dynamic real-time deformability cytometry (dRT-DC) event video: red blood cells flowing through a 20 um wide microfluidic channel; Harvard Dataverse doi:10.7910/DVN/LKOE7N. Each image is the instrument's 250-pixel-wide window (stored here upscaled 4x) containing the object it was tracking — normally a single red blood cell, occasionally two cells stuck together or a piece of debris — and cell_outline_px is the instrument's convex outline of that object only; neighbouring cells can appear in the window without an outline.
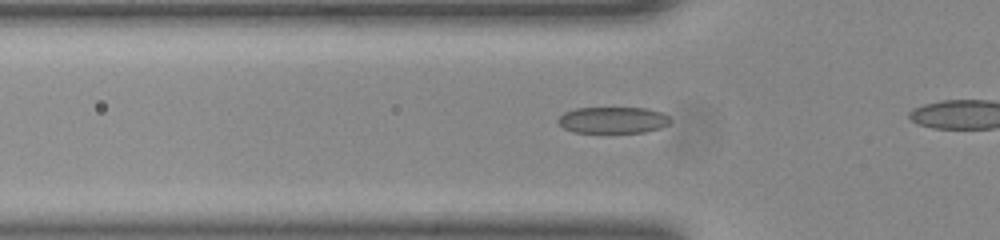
{"species": "common noctule bat (a hibernating species)", "species_latin": "Nyctalus noctula", "temperature_condition": "room temperature", "stored_images_in_passage": 7, "camera_frame_rate_fps": 3000, "um_per_image_px": 0.085, "animal": {"sex": "female", "body_mass_g": 23.0, "forearm_length_mm": 53.4}, "frame": {"image": 1, "passage_image": 2, "time_ms": 0.333, "image_size_px": [1000, 240], "cell_outline_px": [[668, 124], [660, 128], [644, 132], [576, 132], [564, 128], [556, 120], [564, 112], [576, 108], [648, 108], [660, 112], [668, 116]], "centroid_in_image_um": [52.07, 10.2], "position_along_channel_um": 73.7, "area_um2": 17.05}}
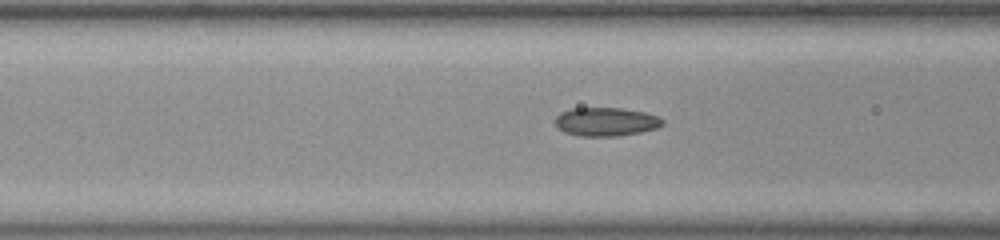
{"frame": {"image": 2, "passage_image": 5, "time_ms": 1.333, "image_size_px": [1000, 240], "cell_outline_px": [[664, 124], [656, 128], [640, 132], [616, 136], [580, 136], [564, 132], [556, 124], [556, 116], [560, 112], [572, 108], [624, 108], [644, 112], [660, 116], [664, 120]], "centroid_in_image_um": [51.53, 10.34], "position_along_channel_um": 115.1, "area_um2": 17.92}}